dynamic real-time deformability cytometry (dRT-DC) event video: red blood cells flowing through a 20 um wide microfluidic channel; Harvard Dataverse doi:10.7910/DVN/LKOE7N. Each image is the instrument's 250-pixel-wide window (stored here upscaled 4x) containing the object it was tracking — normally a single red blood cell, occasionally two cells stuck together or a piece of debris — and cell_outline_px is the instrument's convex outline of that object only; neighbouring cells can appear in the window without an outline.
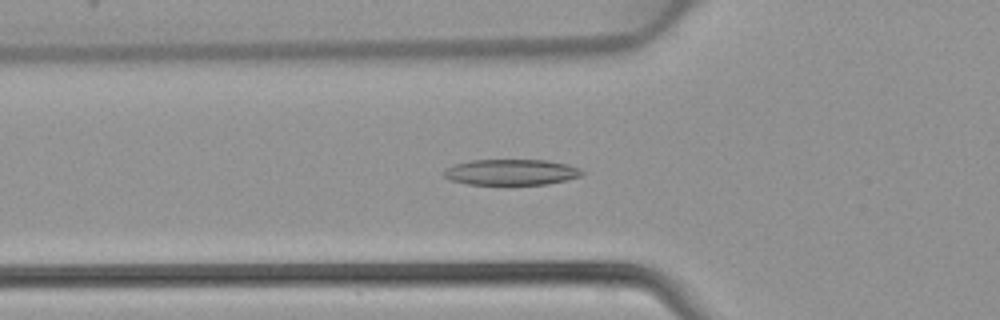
{"species": "common noctule bat (a hibernating species)", "species_latin": "Nyctalus noctula", "temperature_condition": "warm", "stored_images_in_passage": 46, "camera_frame_rate_fps": 3000, "um_per_image_px": 0.085, "animal": {"sex": "female", "body_mass_g": 22.7, "forearm_length_mm": 54.2}, "frame": {"image": 1, "passage_image": 16, "time_ms": 5.0, "image_size_px": [1000, 320], "cell_outline_px": [[584, 172], [580, 176], [548, 184], [512, 188], [508, 188], [468, 184], [452, 180], [444, 176], [444, 168], [456, 164], [472, 160], [548, 160], [568, 164], [580, 168]], "centroid_in_image_um": [43.46, 14.69], "position_along_channel_um": 82.3, "area_um2": 21.85}}
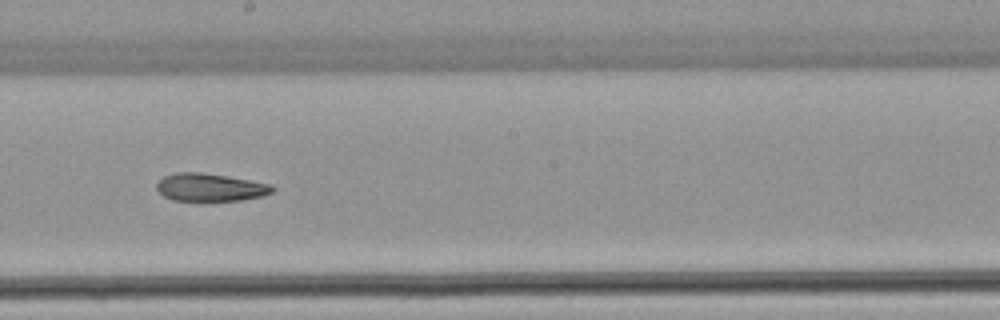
{"frame": {"image": 2, "passage_image": 26, "time_ms": 8.333, "image_size_px": [1000, 320], "cell_outline_px": [[276, 188], [272, 192], [264, 196], [240, 200], [204, 204], [172, 200], [164, 196], [156, 188], [156, 184], [164, 176], [176, 172], [200, 172], [228, 176], [272, 184]], "centroid_in_image_um": [17.87, 15.97], "position_along_channel_um": 230.3, "area_um2": 19.71}}
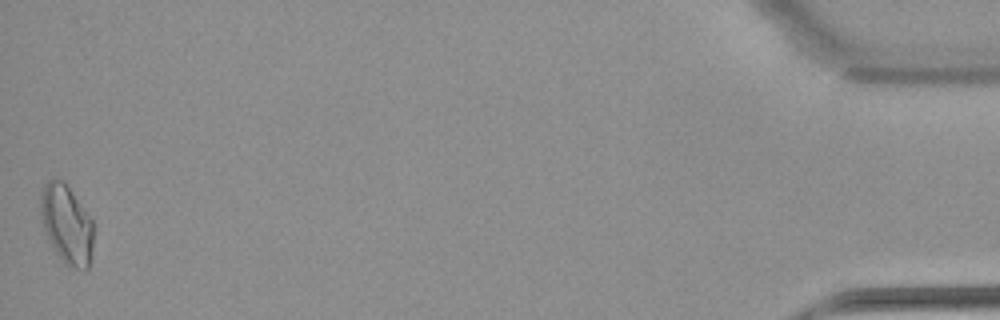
{"frame": {"image": 3, "passage_image": 46, "time_ms": 15.0, "image_size_px": [1000, 320], "cell_outline_px": [[92, 248], [88, 272], [84, 272], [68, 268], [64, 264], [56, 252], [44, 228], [40, 212], [40, 196], [44, 184], [52, 176], [64, 180], [92, 220]], "centroid_in_image_um": [5.67, 19.08], "position_along_channel_um": 429.5, "area_um2": 24.57}}